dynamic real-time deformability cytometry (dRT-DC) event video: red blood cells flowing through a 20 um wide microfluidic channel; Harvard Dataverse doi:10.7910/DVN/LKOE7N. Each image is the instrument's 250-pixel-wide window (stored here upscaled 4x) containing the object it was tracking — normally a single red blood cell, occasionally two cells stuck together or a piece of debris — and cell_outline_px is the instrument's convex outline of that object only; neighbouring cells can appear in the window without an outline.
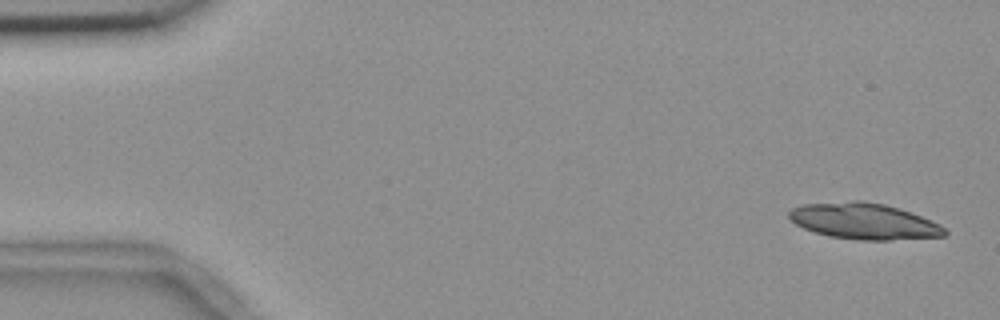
{"species": "common noctule bat (a hibernating species)", "species_latin": "Nyctalus noctula", "temperature_condition": "room temperature", "stored_images_in_passage": 24, "camera_frame_rate_fps": 3000, "um_per_image_px": 0.085, "animal": {"sex": "female", "body_mass_g": 18.4}, "frame": {"image": 1, "passage_image": 2, "time_ms": 0.333, "image_size_px": [1000, 320], "cell_outline_px": [[948, 232], [944, 236], [888, 240], [856, 240], [828, 236], [804, 228], [796, 224], [788, 216], [788, 212], [792, 208], [804, 204], [852, 200], [860, 200], [884, 204], [920, 216], [940, 224]], "centroid_in_image_um": [73.41, 18.8], "position_along_channel_um": 11.6, "area_um2": 32.54}}